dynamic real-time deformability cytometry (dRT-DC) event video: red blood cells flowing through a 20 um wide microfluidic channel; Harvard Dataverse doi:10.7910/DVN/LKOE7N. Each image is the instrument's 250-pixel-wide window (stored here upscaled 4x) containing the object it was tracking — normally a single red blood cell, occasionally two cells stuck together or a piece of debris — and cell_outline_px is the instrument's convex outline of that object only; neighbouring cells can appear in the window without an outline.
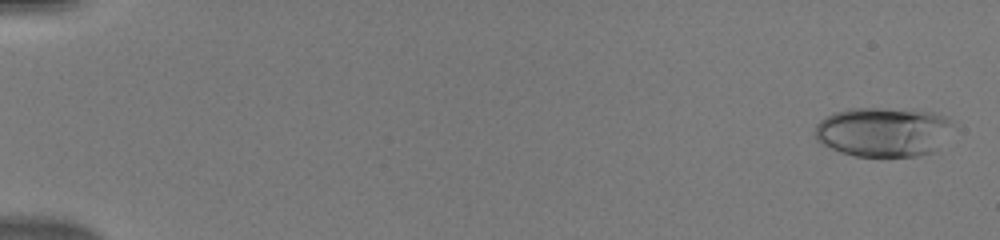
{"species": "human", "species_latin": "Homo sapiens", "temperature_condition": "warm", "stored_images_in_passage": 32, "camera_frame_rate_fps": 3000, "um_per_image_px": 0.085, "donor": {"sex": "male"}, "frame": {"image": 1, "passage_image": 2, "time_ms": 0.333, "image_size_px": [1000, 240], "cell_outline_px": [[948, 124], [932, 152], [916, 156], [856, 156], [840, 152], [816, 140], [816, 124], [820, 120], [832, 112], [848, 108], [912, 108], [932, 112], [944, 116], [948, 120]], "centroid_in_image_um": [74.94, 11.17], "position_along_channel_um": 10.1, "area_um2": 39.07}}
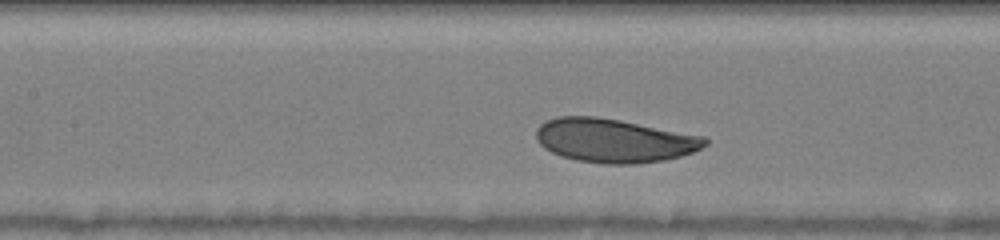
{"frame": {"image": 2, "passage_image": 13, "time_ms": 4.0, "image_size_px": [1000, 240], "cell_outline_px": [[708, 144], [692, 152], [680, 156], [664, 160], [636, 164], [604, 164], [576, 160], [560, 156], [544, 148], [536, 140], [536, 128], [540, 124], [556, 116], [596, 116], [620, 120], [704, 136], [708, 140]], "centroid_in_image_um": [52.18, 11.94], "position_along_channel_um": 155.2, "area_um2": 43.18}}
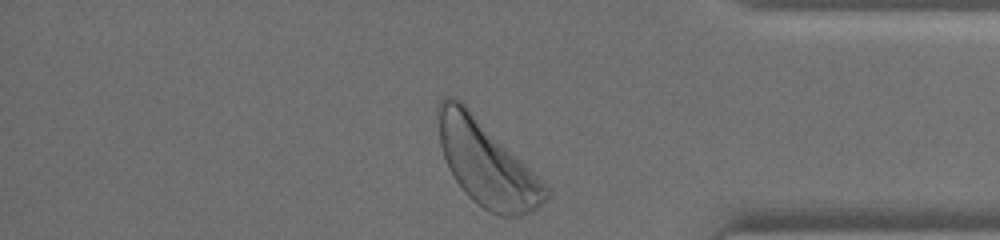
{"frame": {"image": 3, "passage_image": 32, "time_ms": 10.333, "image_size_px": [1000, 240], "cell_outline_px": [[552, 192], [532, 212], [520, 216], [500, 216], [484, 208], [472, 200], [464, 192], [448, 168], [440, 144], [436, 112], [436, 104], [444, 96], [456, 96]], "centroid_in_image_um": [41.28, 13.87], "position_along_channel_um": 393.9, "area_um2": 52.02}}